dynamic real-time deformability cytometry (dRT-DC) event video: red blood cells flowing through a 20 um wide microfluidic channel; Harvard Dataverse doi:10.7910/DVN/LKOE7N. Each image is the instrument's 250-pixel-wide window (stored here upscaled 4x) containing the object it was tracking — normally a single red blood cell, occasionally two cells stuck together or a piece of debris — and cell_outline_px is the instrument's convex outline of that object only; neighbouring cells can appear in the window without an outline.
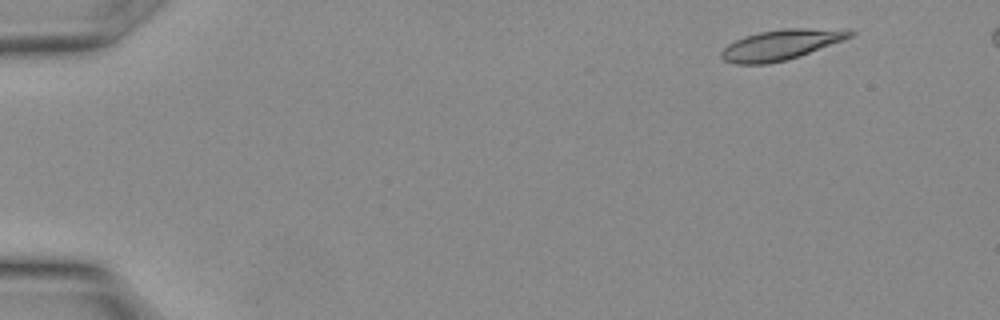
{"species": "Egyptian fruit bat (a non-hibernating species)", "species_latin": "Rousettus aegyptiacus", "temperature_condition": "warm", "stored_images_in_passage": 7, "camera_frame_rate_fps": 3000, "um_per_image_px": 0.085, "animal": {"sex": "female"}, "frame": {"image": 1, "passage_image": 3, "time_ms": 0.667, "image_size_px": [1000, 320], "cell_outline_px": [[856, 32], [852, 36], [800, 56], [768, 64], [736, 64], [724, 60], [720, 56], [720, 52], [728, 44], [736, 40], [760, 32], [788, 28], [804, 28]], "centroid_in_image_um": [66.29, 3.83], "position_along_channel_um": 18.7, "area_um2": 21.96}}